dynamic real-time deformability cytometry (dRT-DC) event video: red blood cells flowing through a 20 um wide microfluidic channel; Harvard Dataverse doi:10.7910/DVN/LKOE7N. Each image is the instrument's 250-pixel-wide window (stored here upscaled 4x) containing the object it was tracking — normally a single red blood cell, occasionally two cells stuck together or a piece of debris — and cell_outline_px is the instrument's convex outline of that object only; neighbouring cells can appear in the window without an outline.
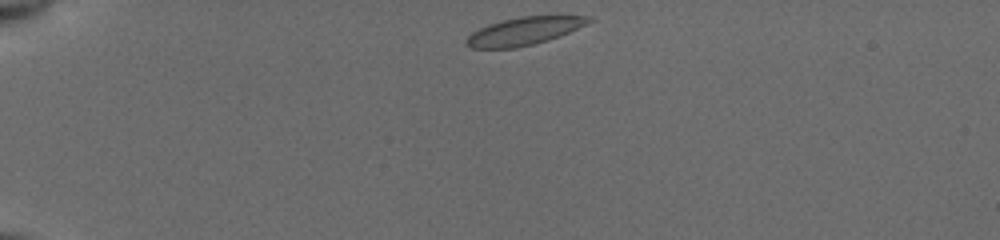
{"species": "common noctule bat (a hibernating species)", "species_latin": "Nyctalus noctula", "temperature_condition": "cold", "stored_images_in_passage": 27, "camera_frame_rate_fps": 3000, "um_per_image_px": 0.085, "animal": {"sex": "female", "body_mass_g": 19.5, "forearm_length_mm": 54.1}, "frame": {"image": 1, "passage_image": 1, "time_ms": 0.0, "image_size_px": [1000, 240], "cell_outline_px": [[596, 20], [560, 36], [548, 40], [516, 48], [472, 48], [464, 44], [464, 40], [472, 32], [488, 24], [520, 16], [592, 16]], "centroid_in_image_um": [44.56, 2.64], "position_along_channel_um": 40.4, "area_um2": 19.88}}
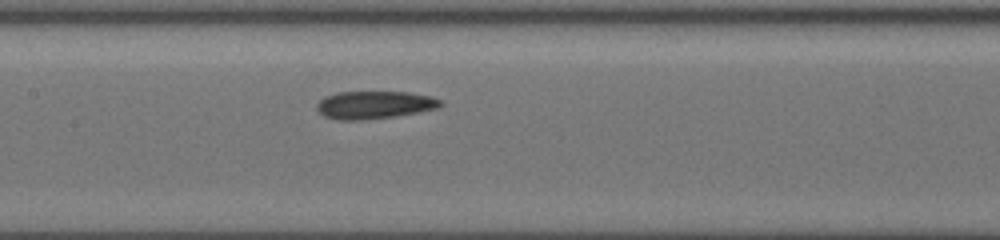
{"frame": {"image": 2, "passage_image": 17, "time_ms": 5.0, "image_size_px": [1000, 240], "cell_outline_px": [[444, 104], [440, 108], [392, 116], [360, 120], [340, 120], [324, 116], [316, 108], [316, 104], [324, 96], [336, 92], [408, 92], [432, 96], [440, 100]], "centroid_in_image_um": [31.82, 8.9], "position_along_channel_um": 175.6, "area_um2": 19.94}}
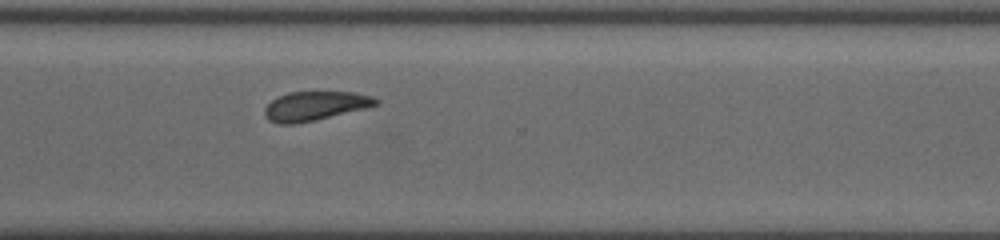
{"frame": {"image": 3, "passage_image": 27, "time_ms": 9.333, "image_size_px": [1000, 240], "cell_outline_px": [[380, 104], [368, 108], [312, 120], [292, 124], [280, 124], [268, 120], [264, 112], [264, 108], [276, 96], [288, 92], [356, 92], [372, 96], [380, 100]], "centroid_in_image_um": [26.8, 8.99], "position_along_channel_um": 343.8, "area_um2": 18.9}}